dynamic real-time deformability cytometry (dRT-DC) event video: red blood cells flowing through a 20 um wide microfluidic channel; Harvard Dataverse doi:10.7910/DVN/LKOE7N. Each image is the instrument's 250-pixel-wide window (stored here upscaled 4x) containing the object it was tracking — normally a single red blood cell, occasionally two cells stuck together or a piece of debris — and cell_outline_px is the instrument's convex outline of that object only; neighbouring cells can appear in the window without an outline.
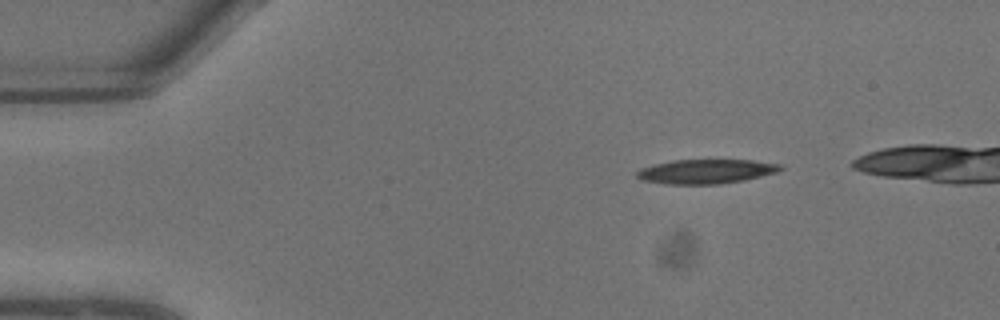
{"species": "common noctule bat (a hibernating species)", "species_latin": "Nyctalus noctula", "temperature_condition": "warm", "stored_images_in_passage": 7, "camera_frame_rate_fps": 3000, "um_per_image_px": 0.085, "animal": {"sex": "male", "body_mass_g": 13.3}, "frame": {"image": 1, "passage_image": 1, "time_ms": 0.0, "image_size_px": [1000, 320], "cell_outline_px": [[784, 168], [776, 172], [744, 180], [720, 184], [664, 184], [640, 180], [636, 176], [636, 172], [640, 168], [672, 160], [752, 160], [784, 164]], "centroid_in_image_um": [60.01, 14.57], "position_along_channel_um": 25.0, "area_um2": 20.46}}
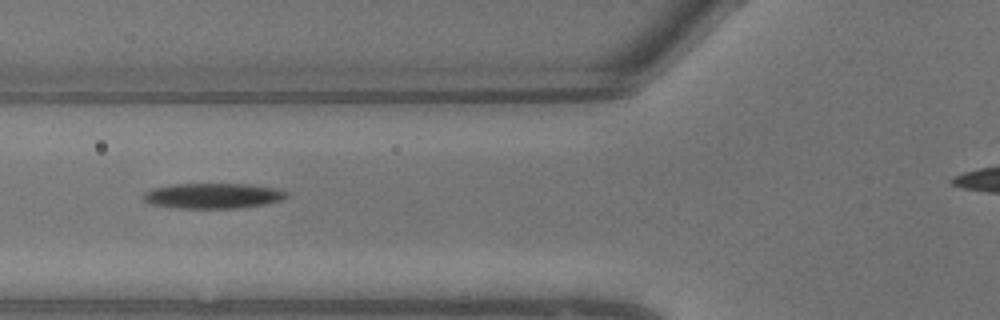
{"frame": {"image": 2, "passage_image": 6, "time_ms": 1.667, "image_size_px": [1000, 320], "cell_outline_px": [[288, 196], [280, 200], [268, 204], [240, 208], [176, 208], [148, 204], [140, 196], [144, 192], [152, 188], [172, 184], [244, 184], [276, 188], [288, 192]], "centroid_in_image_um": [18.05, 16.65], "position_along_channel_um": 107.7, "area_um2": 21.39}}